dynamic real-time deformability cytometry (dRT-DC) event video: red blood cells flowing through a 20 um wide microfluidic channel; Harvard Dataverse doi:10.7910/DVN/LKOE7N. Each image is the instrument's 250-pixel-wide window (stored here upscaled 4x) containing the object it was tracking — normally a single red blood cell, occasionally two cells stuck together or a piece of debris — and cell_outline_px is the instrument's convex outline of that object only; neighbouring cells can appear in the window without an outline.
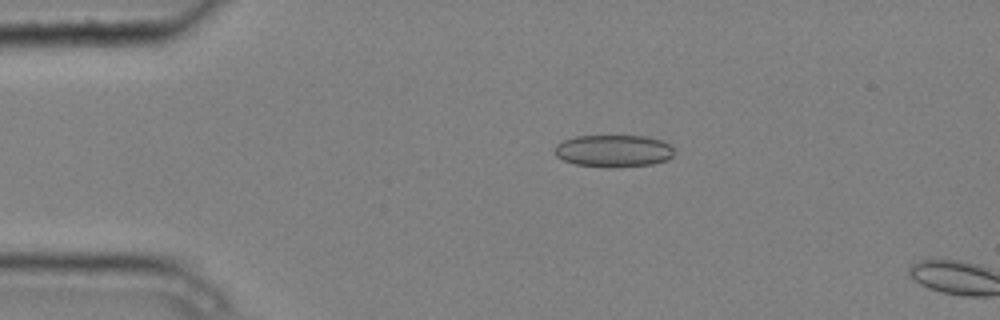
{"species": "common noctule bat (a hibernating species)", "species_latin": "Nyctalus noctula", "temperature_condition": "cold", "stored_images_in_passage": 4, "camera_frame_rate_fps": 3000, "um_per_image_px": 0.085, "animal": {"sex": "male", "body_mass_g": 20.4}, "frame": {"image": 1, "passage_image": 3, "time_ms": 0.667, "image_size_px": [1000, 320], "cell_outline_px": [[672, 156], [668, 160], [652, 164], [612, 168], [608, 168], [576, 164], [564, 160], [556, 156], [556, 144], [564, 140], [576, 136], [644, 136], [660, 140], [668, 144], [672, 148]], "centroid_in_image_um": [52.14, 12.83], "position_along_channel_um": 32.9, "area_um2": 22.31}}